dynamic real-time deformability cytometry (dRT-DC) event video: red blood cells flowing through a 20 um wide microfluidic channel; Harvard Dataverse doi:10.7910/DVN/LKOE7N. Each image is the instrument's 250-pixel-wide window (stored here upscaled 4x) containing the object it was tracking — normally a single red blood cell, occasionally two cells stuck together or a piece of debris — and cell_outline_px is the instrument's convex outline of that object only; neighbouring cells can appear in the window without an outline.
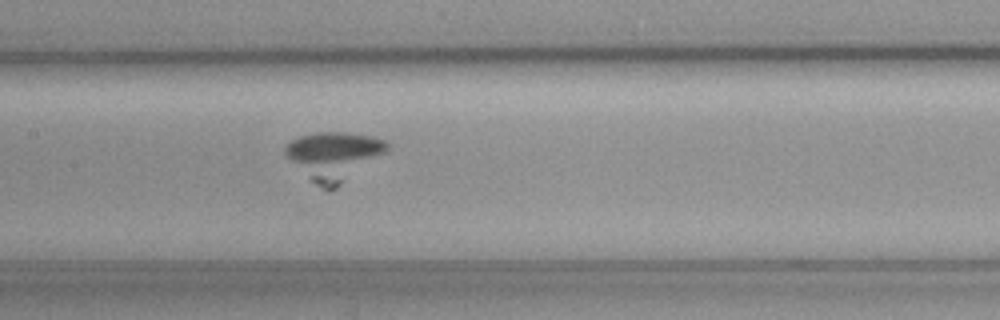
{"species": "common noctule bat (a hibernating species)", "species_latin": "Nyctalus noctula", "temperature_condition": "cold", "stored_images_in_passage": 41, "camera_frame_rate_fps": 3000, "um_per_image_px": 0.085, "animal": {"sex": "female", "body_mass_g": 19.3, "forearm_length_mm": 54.1}, "frame": {"image": 1, "passage_image": 16, "time_ms": 5.0, "image_size_px": [1000, 320], "cell_outline_px": [[388, 148], [384, 152], [336, 188], [328, 192], [308, 180], [284, 152], [284, 148], [292, 140], [300, 136], [316, 132], [344, 132], [376, 136], [384, 140], [388, 144]], "centroid_in_image_um": [28.34, 13.26], "position_along_channel_um": 179.1, "area_um2": 28.38}}